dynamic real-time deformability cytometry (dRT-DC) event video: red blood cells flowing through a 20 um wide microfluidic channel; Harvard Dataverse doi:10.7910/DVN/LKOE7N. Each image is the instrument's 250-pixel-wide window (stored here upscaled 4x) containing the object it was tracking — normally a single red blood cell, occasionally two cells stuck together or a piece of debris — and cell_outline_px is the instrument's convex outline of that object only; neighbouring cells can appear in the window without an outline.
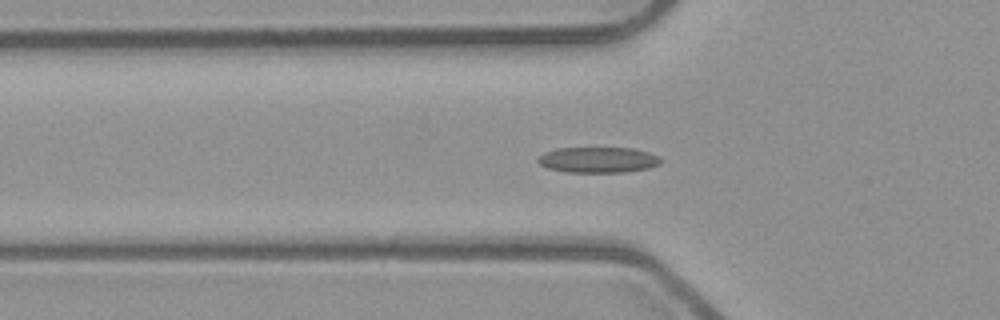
{"species": "common noctule bat (a hibernating species)", "species_latin": "Nyctalus noctula", "temperature_condition": "room temperature", "stored_images_in_passage": 46, "camera_frame_rate_fps": 3000, "um_per_image_px": 0.085, "animal": {"sex": "male", "body_mass_g": 23.1, "forearm_length_mm": 52.7}, "frame": {"image": 1, "passage_image": 18, "time_ms": 5.667, "image_size_px": [1000, 320], "cell_outline_px": [[660, 164], [648, 168], [624, 172], [564, 172], [548, 168], [540, 164], [536, 160], [544, 152], [556, 148], [632, 148], [648, 152], [656, 156], [660, 160]], "centroid_in_image_um": [50.79, 13.59], "position_along_channel_um": 75.0, "area_um2": 18.26}}
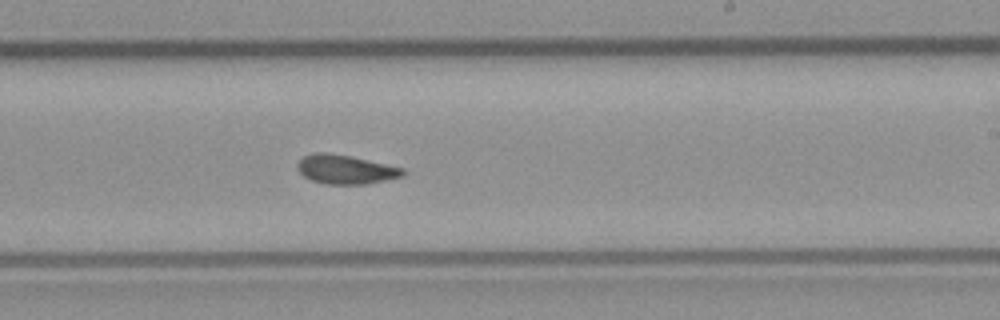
{"frame": {"image": 2, "passage_image": 32, "time_ms": 10.333, "image_size_px": [1000, 320], "cell_outline_px": [[404, 176], [364, 184], [324, 184], [312, 180], [304, 176], [296, 168], [296, 164], [304, 156], [312, 152], [328, 152], [352, 156], [404, 168]], "centroid_in_image_um": [29.34, 14.38], "position_along_channel_um": 259.7, "area_um2": 17.92}}
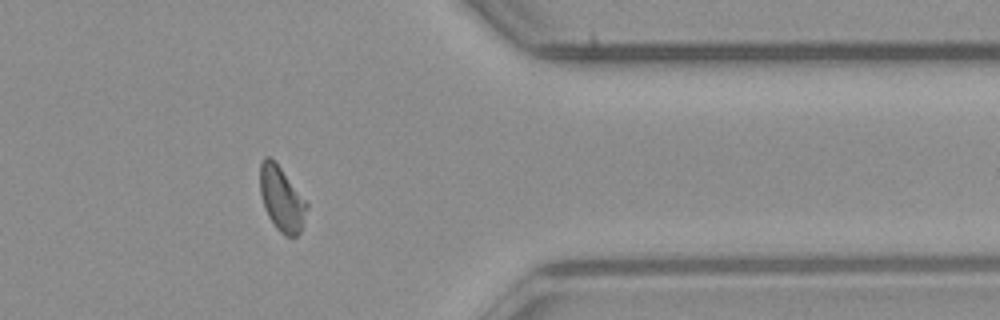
{"frame": {"image": 3, "passage_image": 43, "time_ms": 14.0, "image_size_px": [1000, 320], "cell_outline_px": [[308, 208], [300, 232], [296, 236], [284, 236], [276, 228], [268, 216], [264, 208], [260, 192], [260, 164], [264, 156], [268, 156], [276, 160], [308, 204]], "centroid_in_image_um": [23.93, 16.88], "position_along_channel_um": 387.5, "area_um2": 17.74}, "authors_computed_cell_mechanics": {"area_um2": 17.918, "velocity_mm_per_s": 3.9388, "shape_relaxation_time_tau1_ms": 9.1508, "shape_relaxation_time_tau2_ms": 2.2898, "deformation_change_tau1": 0.1788, "deformation_change_tau2": 0.0885}}